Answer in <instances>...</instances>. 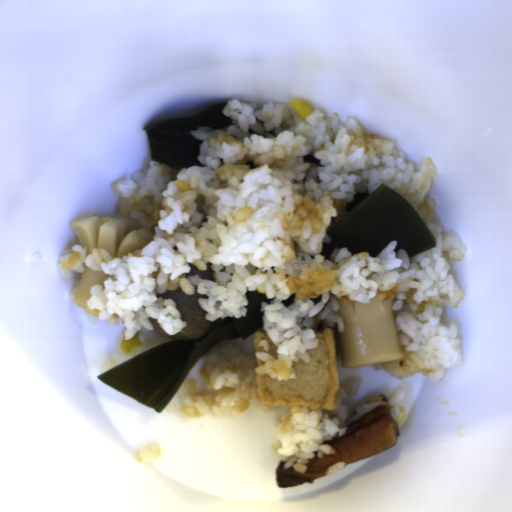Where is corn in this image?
Wrapping results in <instances>:
<instances>
[{"label": "corn", "instance_id": "51d56268", "mask_svg": "<svg viewBox=\"0 0 512 512\" xmlns=\"http://www.w3.org/2000/svg\"><path fill=\"white\" fill-rule=\"evenodd\" d=\"M140 333L137 332V334L132 339H125L123 336L120 340V349L124 354H130L133 349H136L137 347H141L143 344L139 340Z\"/></svg>", "mask_w": 512, "mask_h": 512}, {"label": "corn", "instance_id": "f1292c28", "mask_svg": "<svg viewBox=\"0 0 512 512\" xmlns=\"http://www.w3.org/2000/svg\"><path fill=\"white\" fill-rule=\"evenodd\" d=\"M297 116L304 120V118L311 113V108L309 105H306L304 102L300 100H289L286 103Z\"/></svg>", "mask_w": 512, "mask_h": 512}, {"label": "corn", "instance_id": "cfcad685", "mask_svg": "<svg viewBox=\"0 0 512 512\" xmlns=\"http://www.w3.org/2000/svg\"><path fill=\"white\" fill-rule=\"evenodd\" d=\"M110 219H113L111 216H104L103 218H101L100 220H98V225L99 227L104 224L106 221L110 220Z\"/></svg>", "mask_w": 512, "mask_h": 512}, {"label": "corn", "instance_id": "5cfa1b94", "mask_svg": "<svg viewBox=\"0 0 512 512\" xmlns=\"http://www.w3.org/2000/svg\"><path fill=\"white\" fill-rule=\"evenodd\" d=\"M393 419L397 421L399 427L403 426L407 419L406 411L401 406H398V415Z\"/></svg>", "mask_w": 512, "mask_h": 512}]
</instances>
